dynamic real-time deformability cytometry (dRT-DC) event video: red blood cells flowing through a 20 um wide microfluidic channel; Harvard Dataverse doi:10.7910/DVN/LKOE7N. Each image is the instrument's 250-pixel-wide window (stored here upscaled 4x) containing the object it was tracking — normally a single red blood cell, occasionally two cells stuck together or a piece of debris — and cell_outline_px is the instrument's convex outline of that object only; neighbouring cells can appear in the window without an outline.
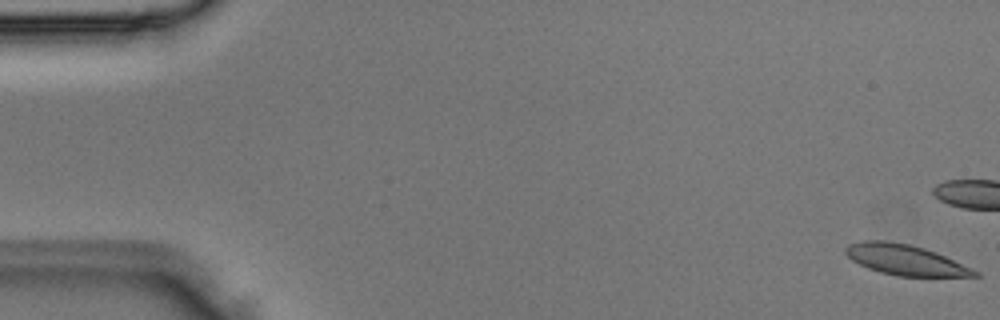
{"species": "Egyptian fruit bat (a non-hibernating species)", "species_latin": "Rousettus aegyptiacus", "temperature_condition": "room temperature", "stored_images_in_passage": 6, "camera_frame_rate_fps": 3000, "um_per_image_px": 0.085, "animal": {"sex": "male"}, "frame": {"image": 1, "passage_image": 1, "time_ms": 0.0, "image_size_px": [1000, 320], "cell_outline_px": [[980, 276], [896, 276], [880, 272], [868, 268], [852, 260], [844, 252], [844, 248], [848, 244], [864, 240], [884, 240], [908, 244], [924, 248], [936, 252], [972, 268], [980, 272]], "centroid_in_image_um": [76.93, 22.08], "position_along_channel_um": 8.1, "area_um2": 22.83}}